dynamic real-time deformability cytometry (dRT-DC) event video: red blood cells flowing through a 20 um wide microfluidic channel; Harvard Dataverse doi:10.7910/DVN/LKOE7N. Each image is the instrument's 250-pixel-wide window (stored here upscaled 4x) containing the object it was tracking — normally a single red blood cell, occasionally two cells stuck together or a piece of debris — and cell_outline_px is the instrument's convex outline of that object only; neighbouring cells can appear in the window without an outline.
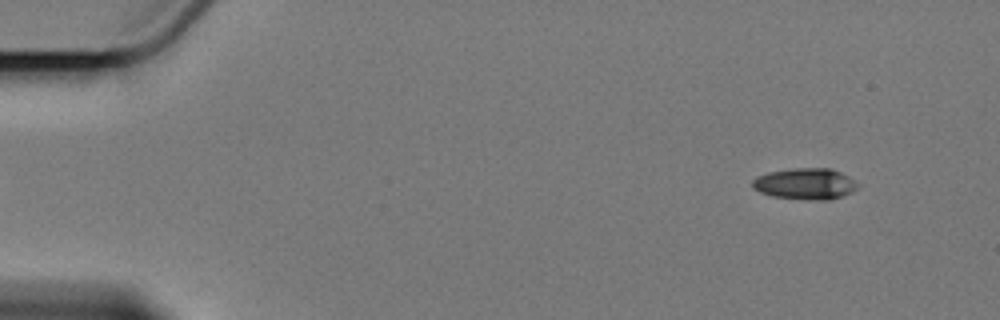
{"species": "Egyptian fruit bat (a non-hibernating species)", "species_latin": "Rousettus aegyptiacus", "temperature_condition": "cold", "stored_images_in_passage": 6, "camera_frame_rate_fps": 3000, "um_per_image_px": 0.085, "animal": {"sex": "female"}, "frame": {"image": 1, "passage_image": 6, "time_ms": 7.0, "image_size_px": [1000, 320], "cell_outline_px": [[860, 188], [852, 192], [828, 200], [804, 200], [772, 196], [760, 192], [752, 188], [752, 180], [756, 176], [768, 172], [792, 168], [832, 168], [848, 176], [860, 184]], "centroid_in_image_um": [68.45, 15.62], "position_along_channel_um": 16.5, "area_um2": 19.48}}